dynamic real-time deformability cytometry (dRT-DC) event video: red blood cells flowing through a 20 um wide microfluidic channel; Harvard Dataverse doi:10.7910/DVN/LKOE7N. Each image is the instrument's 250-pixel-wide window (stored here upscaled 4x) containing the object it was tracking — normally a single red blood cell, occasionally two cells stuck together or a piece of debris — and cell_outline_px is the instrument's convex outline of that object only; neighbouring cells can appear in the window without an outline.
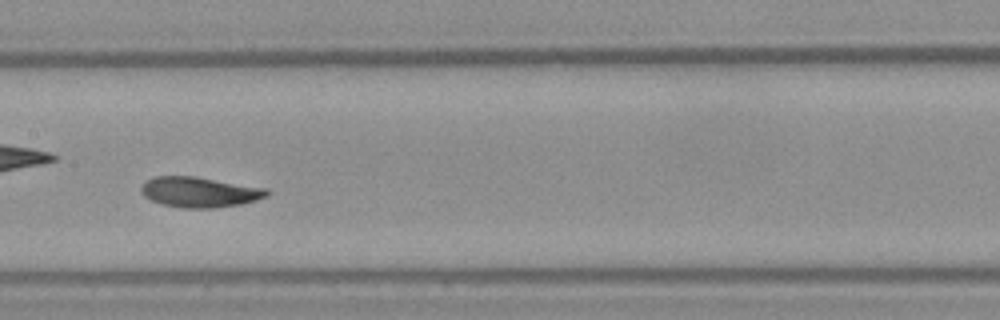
{"species": "Egyptian fruit bat (a non-hibernating species)", "species_latin": "Rousettus aegyptiacus", "temperature_condition": "warm", "stored_images_in_passage": 40, "camera_frame_rate_fps": 3000, "um_per_image_px": 0.085, "frame": {"image": 1, "passage_image": 18, "time_ms": 5.667, "image_size_px": [1000, 320], "cell_outline_px": [[272, 192], [268, 196], [256, 200], [240, 204], [216, 208], [180, 208], [160, 204], [144, 196], [140, 192], [140, 188], [152, 176], [196, 176], [268, 188]], "centroid_in_image_um": [16.99, 16.33], "position_along_channel_um": 190.4, "area_um2": 22.54}}
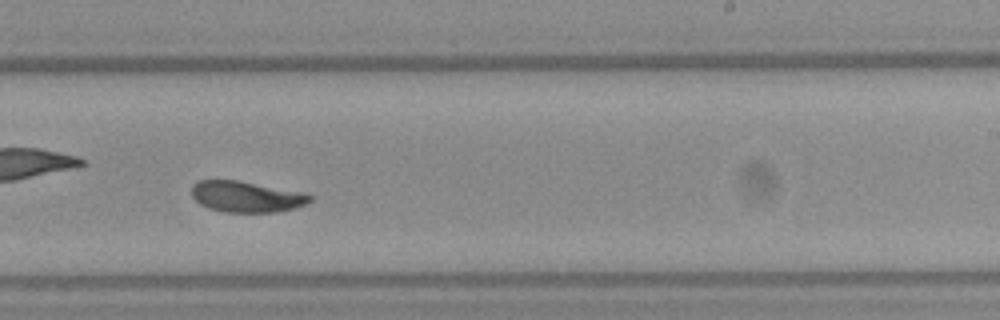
{"frame": {"image": 2, "passage_image": 23, "time_ms": 7.333, "image_size_px": [1000, 320], "cell_outline_px": [[312, 200], [296, 208], [276, 212], [224, 212], [208, 208], [200, 204], [192, 196], [192, 184], [200, 180], [236, 180], [304, 192], [312, 196]], "centroid_in_image_um": [20.94, 16.72], "position_along_channel_um": 268.1, "area_um2": 21.39}}
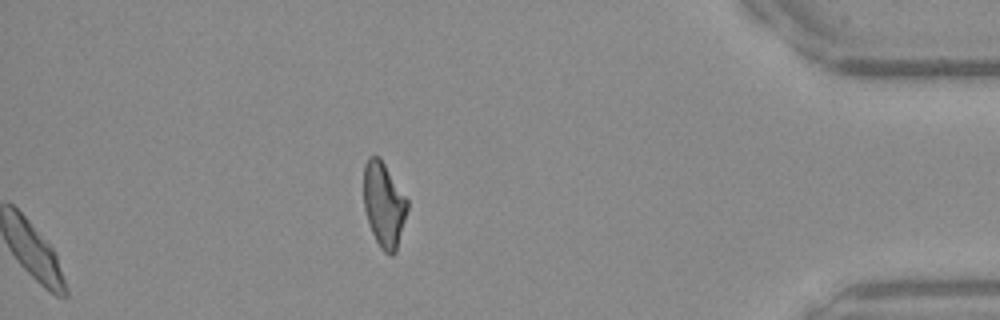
{"frame": {"image": 3, "passage_image": 40, "time_ms": 13.0, "image_size_px": [1000, 320], "cell_outline_px": [[408, 208], [396, 252], [392, 256], [388, 256], [380, 248], [372, 232], [364, 208], [364, 164], [368, 156], [380, 156], [408, 200]], "centroid_in_image_um": [32.63, 17.39], "position_along_channel_um": 402.6, "area_um2": 21.68}}